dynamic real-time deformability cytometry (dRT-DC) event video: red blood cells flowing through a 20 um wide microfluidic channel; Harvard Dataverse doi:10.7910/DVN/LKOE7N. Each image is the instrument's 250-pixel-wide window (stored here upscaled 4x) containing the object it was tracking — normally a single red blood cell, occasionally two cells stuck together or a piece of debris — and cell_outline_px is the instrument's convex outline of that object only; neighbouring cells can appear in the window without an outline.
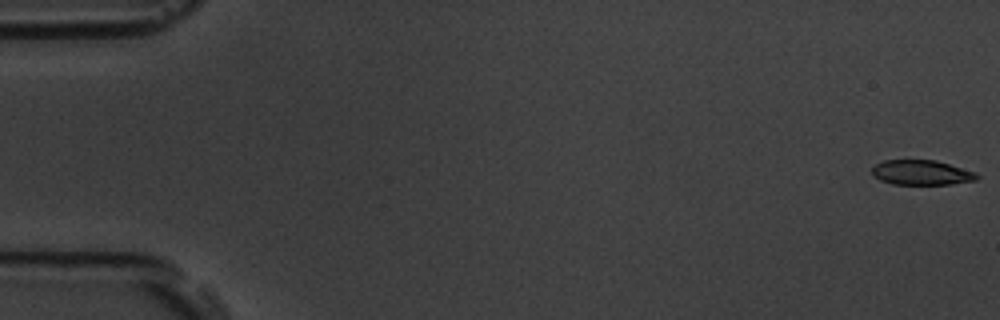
{"species": "common noctule bat (a hibernating species)", "species_latin": "Nyctalus noctula", "temperature_condition": "room temperature", "stored_images_in_passage": 58, "camera_frame_rate_fps": 3000, "um_per_image_px": 0.085, "animal": {"sex": "male", "body_mass_g": 19.5, "forearm_length_mm": 54.6}, "frame": {"image": 1, "passage_image": 1, "time_ms": 0.0, "image_size_px": [1000, 320], "cell_outline_px": [[980, 176], [976, 180], [952, 184], [892, 184], [880, 180], [872, 172], [872, 168], [876, 164], [884, 160], [936, 160], [976, 172]], "centroid_in_image_um": [78.36, 14.66], "position_along_channel_um": 6.6, "area_um2": 15.14}}
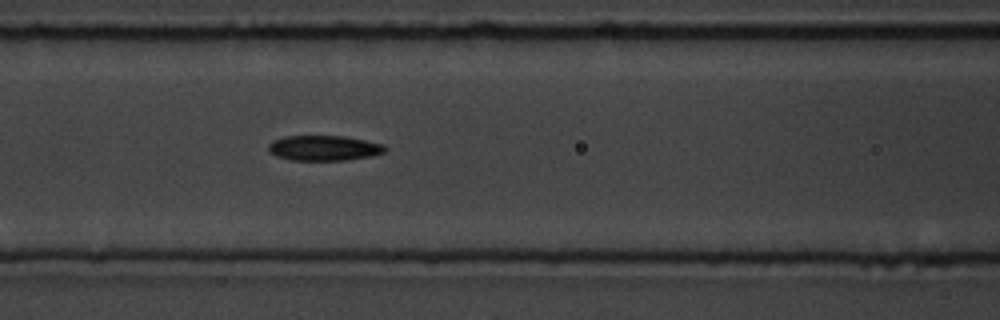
{"frame": {"image": 2, "passage_image": 25, "time_ms": 8.0, "image_size_px": [1000, 320], "cell_outline_px": [[388, 148], [384, 152], [372, 156], [348, 160], [292, 160], [276, 156], [268, 148], [268, 144], [272, 140], [284, 136], [344, 136], [384, 144]], "centroid_in_image_um": [27.55, 12.58], "position_along_channel_um": 139.0, "area_um2": 17.17}}
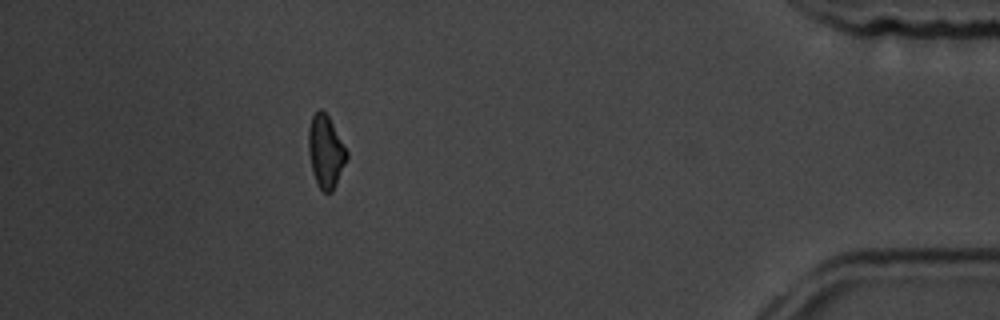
{"frame": {"image": 3, "passage_image": 52, "time_ms": 17.0, "image_size_px": [1000, 320], "cell_outline_px": [[348, 156], [336, 184], [332, 192], [324, 192], [320, 188], [316, 180], [312, 168], [308, 152], [308, 128], [312, 116], [320, 108], [328, 116], [348, 152]], "centroid_in_image_um": [27.68, 12.86], "position_along_channel_um": 407.5, "area_um2": 15.9}, "authors_computed_cell_mechanics": {"area_um2": 16.762, "velocity_mm_per_s": 3.5644, "shape_relaxation_time_tau1_ms": 3.8044, "shape_relaxation_time_tau2_ms": null, "deformation_change_tau1": 0.1096, "deformation_change_tau2": null}}